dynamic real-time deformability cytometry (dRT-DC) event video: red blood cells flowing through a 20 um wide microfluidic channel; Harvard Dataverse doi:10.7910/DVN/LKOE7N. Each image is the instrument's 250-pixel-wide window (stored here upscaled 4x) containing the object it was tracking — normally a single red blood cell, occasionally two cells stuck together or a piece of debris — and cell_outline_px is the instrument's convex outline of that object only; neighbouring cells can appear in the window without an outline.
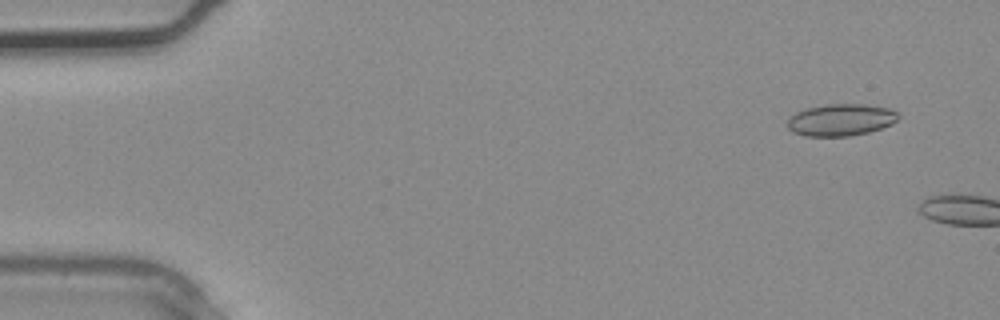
{"species": "common noctule bat (a hibernating species)", "species_latin": "Nyctalus noctula", "temperature_condition": "warm", "stored_images_in_passage": 2, "segment_of_instrument_passage": [2, 2], "camera_frame_rate_fps": 3000, "um_per_image_px": 0.085, "animal": {"sex": "male", "body_mass_g": 20.4}, "frame": {"image": 1, "passage_image": 2, "time_ms": 0.333, "image_size_px": [1000, 320], "cell_outline_px": [[900, 116], [892, 124], [868, 132], [848, 136], [804, 136], [792, 132], [788, 128], [788, 116], [804, 108], [828, 104], [864, 104], [888, 108], [896, 112]], "centroid_in_image_um": [71.43, 10.18], "position_along_channel_um": 13.6, "area_um2": 20.69}}